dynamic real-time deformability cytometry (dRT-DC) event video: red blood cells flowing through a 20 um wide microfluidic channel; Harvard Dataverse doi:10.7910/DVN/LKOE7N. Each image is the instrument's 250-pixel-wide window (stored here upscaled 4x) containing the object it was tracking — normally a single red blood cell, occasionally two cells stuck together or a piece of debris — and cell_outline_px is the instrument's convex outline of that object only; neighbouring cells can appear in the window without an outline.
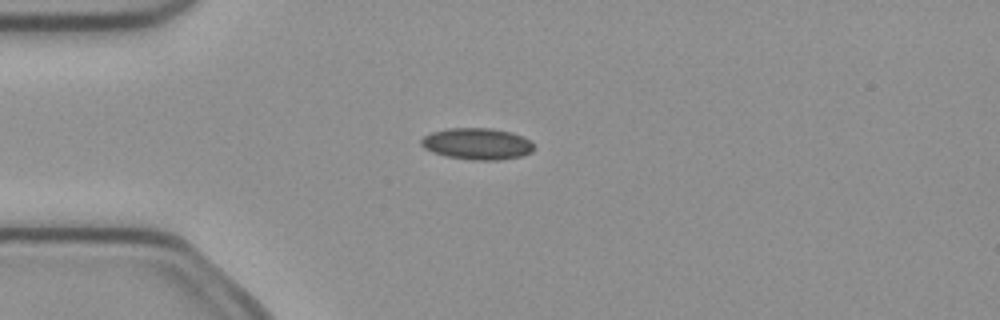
{"species": "common noctule bat (a hibernating species)", "species_latin": "Nyctalus noctula", "temperature_condition": "cold", "stored_images_in_passage": 4, "camera_frame_rate_fps": 3000, "um_per_image_px": 0.085, "animal": {"sex": "female", "body_mass_g": 21.9}, "frame": {"image": 1, "passage_image": 3, "time_ms": 0.667, "image_size_px": [1000, 320], "cell_outline_px": [[532, 152], [520, 156], [500, 160], [472, 160], [444, 156], [432, 152], [424, 148], [420, 144], [420, 140], [424, 136], [432, 132], [448, 128], [492, 128], [512, 132], [532, 140]], "centroid_in_image_um": [40.54, 12.22], "position_along_channel_um": 44.5, "area_um2": 20.87}}